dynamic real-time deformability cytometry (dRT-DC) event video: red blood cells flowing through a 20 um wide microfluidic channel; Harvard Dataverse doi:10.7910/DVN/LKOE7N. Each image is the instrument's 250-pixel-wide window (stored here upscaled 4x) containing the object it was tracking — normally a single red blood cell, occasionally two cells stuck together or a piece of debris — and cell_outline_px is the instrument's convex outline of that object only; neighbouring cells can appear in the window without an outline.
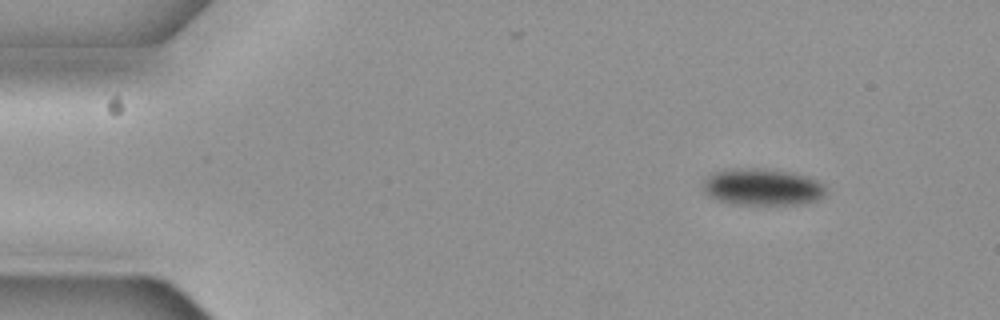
{"species": "common noctule bat (a hibernating species)", "species_latin": "Nyctalus noctula", "temperature_condition": "cold", "stored_images_in_passage": 56, "camera_frame_rate_fps": 3000, "um_per_image_px": 0.085, "animal": {"sex": "female", "body_mass_g": 19.3, "forearm_length_mm": 54.1}, "frame": {"image": 1, "passage_image": 6, "time_ms": 1.667, "image_size_px": [1000, 320], "cell_outline_px": [[824, 192], [816, 200], [800, 204], [732, 204], [716, 200], [704, 192], [704, 180], [712, 172], [732, 168], [764, 168], [792, 172], [808, 176], [816, 180], [824, 188]], "centroid_in_image_um": [64.74, 15.88], "position_along_channel_um": 20.3, "area_um2": 26.24}}
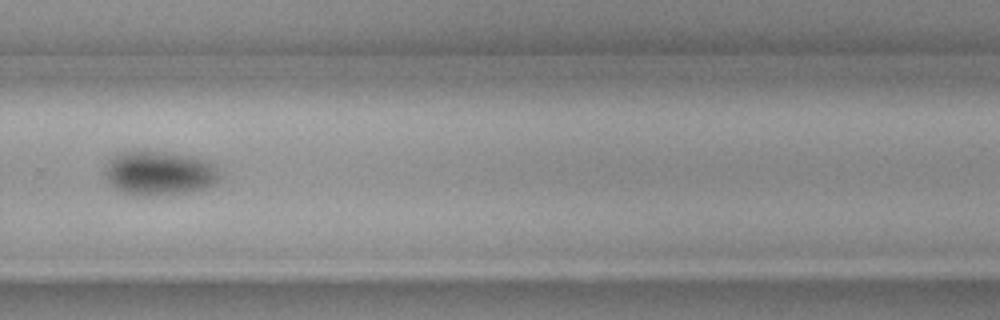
{"frame": {"image": 2, "passage_image": 38, "time_ms": 12.333, "image_size_px": [1000, 320], "cell_outline_px": [[220, 180], [208, 188], [188, 192], [152, 196], [140, 196], [120, 192], [112, 188], [108, 184], [104, 176], [104, 172], [108, 160], [120, 152], [164, 152], [192, 156], [204, 160], [212, 164], [220, 172]], "centroid_in_image_um": [13.51, 14.75], "position_along_channel_um": 316.3, "area_um2": 29.88}}
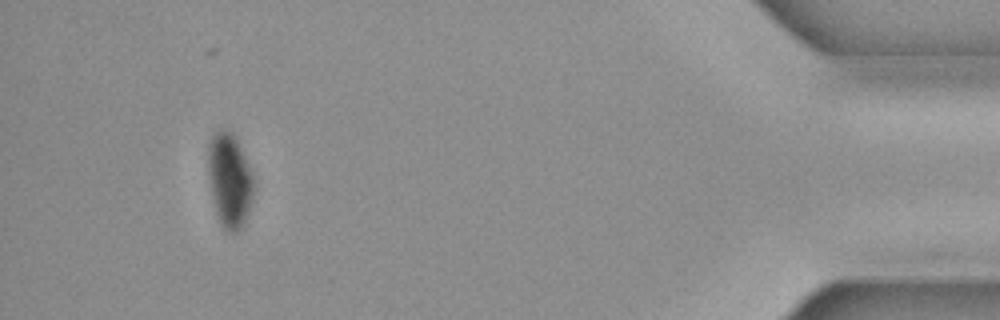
{"frame": {"image": 3, "passage_image": 52, "time_ms": 17.0, "image_size_px": [1000, 320], "cell_outline_px": [[252, 196], [248, 212], [240, 228], [236, 232], [224, 232], [220, 224], [216, 212], [212, 196], [208, 172], [208, 144], [212, 136], [216, 132], [224, 128], [228, 128], [236, 136], [240, 144], [248, 164], [252, 176]], "centroid_in_image_um": [19.49, 15.28], "position_along_channel_um": 415.7, "area_um2": 24.85}, "authors_computed_cell_mechanics": {"area_um2": 27.1949, "velocity_mm_per_s": 3.6658, "shape_relaxation_time_tau1_ms": 1.7247, "shape_relaxation_time_tau2_ms": null, "deformation_change_tau1": 0.0437, "deformation_change_tau2": null}}